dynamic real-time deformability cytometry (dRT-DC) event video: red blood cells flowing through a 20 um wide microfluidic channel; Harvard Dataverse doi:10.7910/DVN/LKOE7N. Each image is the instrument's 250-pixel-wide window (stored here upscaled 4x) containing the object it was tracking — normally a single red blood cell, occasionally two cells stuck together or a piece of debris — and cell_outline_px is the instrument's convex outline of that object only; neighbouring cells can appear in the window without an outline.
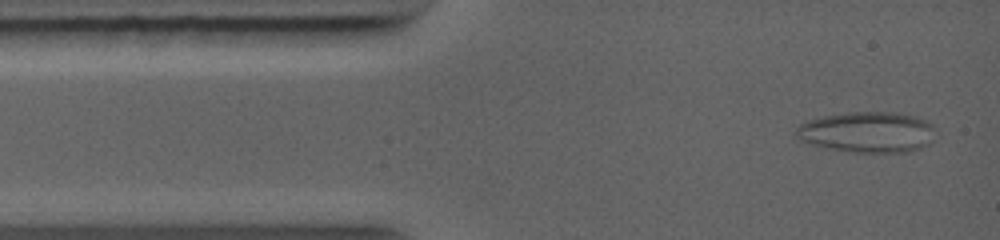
{"species": "common noctule bat (a hibernating species)", "species_latin": "Nyctalus noctula", "temperature_condition": "warm", "stored_images_in_passage": 47, "camera_frame_rate_fps": 5000, "um_per_image_px": 0.085, "animal": {"sex": "female", "body_mass_g": 19.0, "forearm_length_mm": 56.7}, "frame": {"image": 1, "passage_image": 2, "time_ms": 0.4, "image_size_px": [1000, 240], "cell_outline_px": [[932, 128], [928, 144], [920, 148], [908, 152], [852, 152], [828, 148], [812, 144], [800, 140], [796, 136], [796, 128], [800, 124], [808, 120], [824, 116], [848, 112], [896, 112], [928, 120], [932, 124]], "centroid_in_image_um": [73.69, 11.22], "position_along_channel_um": 11.3, "area_um2": 32.77}}
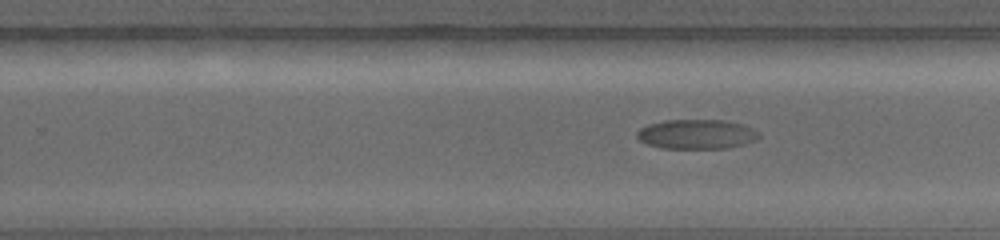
{"frame": {"image": 2, "passage_image": 24, "time_ms": 7.8, "image_size_px": [1000, 240], "cell_outline_px": [[760, 136], [756, 140], [744, 144], [728, 148], [660, 148], [648, 144], [640, 140], [636, 136], [636, 132], [640, 128], [648, 124], [664, 120], [724, 120], [744, 124], [760, 132]], "centroid_in_image_um": [59.23, 11.4], "position_along_channel_um": 270.6, "area_um2": 21.15}}
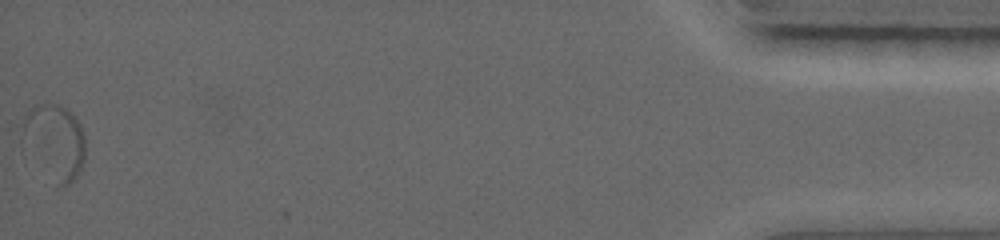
{"frame": {"image": 3, "passage_image": 47, "time_ms": 15.0, "image_size_px": [1000, 240], "cell_outline_px": [[84, 160], [80, 172], [68, 184], [56, 184], [20, 152], [16, 124], [24, 112], [32, 104], [44, 100], [60, 104], [68, 108], [72, 112], [80, 124], [84, 132]], "centroid_in_image_um": [4.44, 11.95], "position_along_channel_um": 430.8, "area_um2": 30.35}}